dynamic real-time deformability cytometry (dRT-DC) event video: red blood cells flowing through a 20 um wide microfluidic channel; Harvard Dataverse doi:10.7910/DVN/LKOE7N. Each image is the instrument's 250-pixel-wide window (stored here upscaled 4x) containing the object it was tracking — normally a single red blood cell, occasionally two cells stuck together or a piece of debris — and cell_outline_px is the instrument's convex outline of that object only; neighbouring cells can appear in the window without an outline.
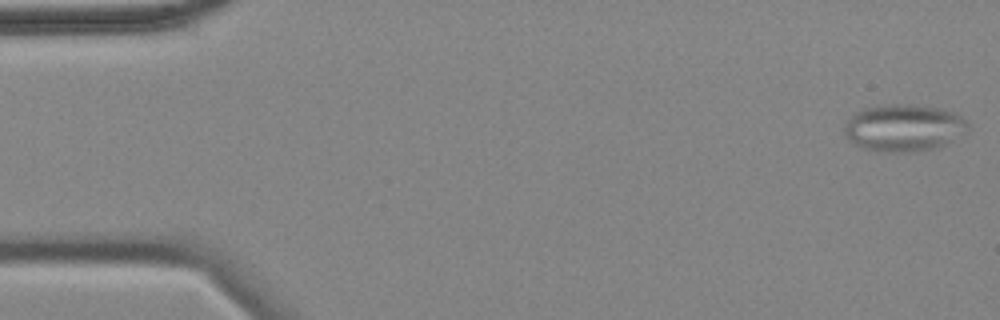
{"species": "common noctule bat (a hibernating species)", "species_latin": "Nyctalus noctula", "temperature_condition": "cold", "stored_images_in_passage": 56, "camera_frame_rate_fps": 3000, "um_per_image_px": 0.085, "animal": {"sex": "female", "body_mass_g": 18.4}, "frame": {"image": 1, "passage_image": 1, "time_ms": 0.0, "image_size_px": [1000, 320], "cell_outline_px": [[968, 132], [940, 148], [908, 152], [888, 152], [864, 148], [856, 144], [844, 132], [844, 124], [856, 112], [864, 108], [888, 104], [912, 104], [940, 108], [952, 112], [960, 116], [968, 124]], "centroid_in_image_um": [76.87, 10.86], "position_along_channel_um": 8.1, "area_um2": 33.87}}
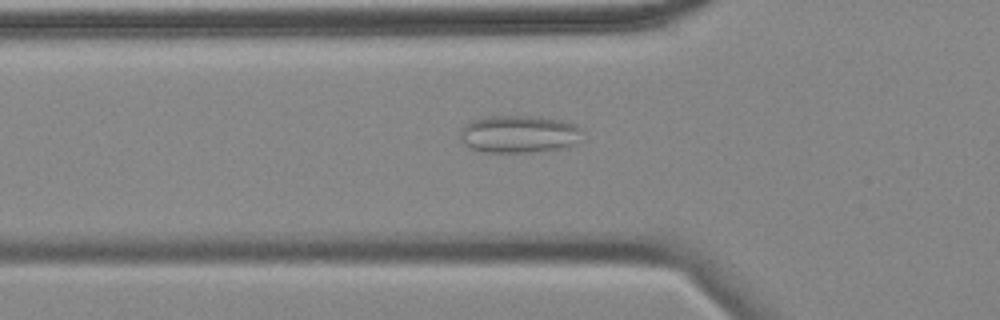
{"frame": {"image": 2, "passage_image": 18, "time_ms": 5.667, "image_size_px": [1000, 320], "cell_outline_px": [[580, 128], [572, 144], [560, 148], [528, 152], [484, 152], [472, 148], [464, 144], [460, 140], [460, 128], [472, 120], [488, 116], [532, 116], [560, 120], [576, 124]], "centroid_in_image_um": [44.0, 11.38], "position_along_channel_um": 81.8, "area_um2": 26.18}}
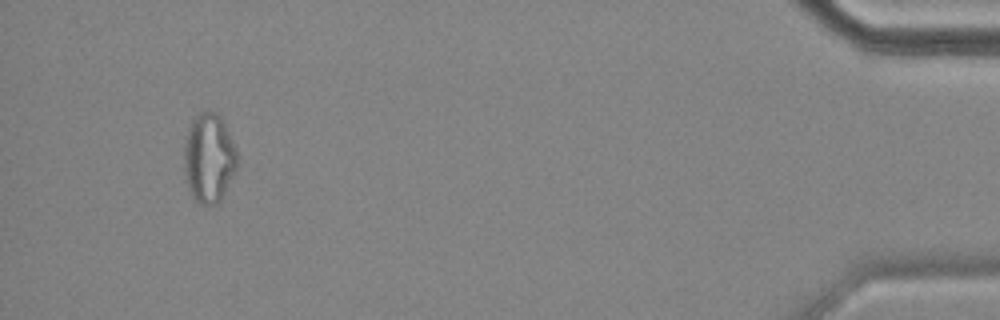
{"frame": {"image": 3, "passage_image": 53, "time_ms": 17.333, "image_size_px": [1000, 320], "cell_outline_px": [[236, 168], [220, 200], [216, 204], [200, 204], [192, 196], [188, 188], [184, 172], [184, 148], [188, 128], [192, 120], [200, 112], [216, 112], [220, 116], [232, 140], [236, 152]], "centroid_in_image_um": [17.73, 13.44], "position_along_channel_um": 417.5, "area_um2": 27.17}, "authors_computed_cell_mechanics": {"area_um2": 25.0274, "velocity_mm_per_s": 3.5116, "shape_relaxation_time_tau1_ms": null, "shape_relaxation_time_tau2_ms": 2.2609, "deformation_change_tau1": null, "deformation_change_tau2": 0.1005}}